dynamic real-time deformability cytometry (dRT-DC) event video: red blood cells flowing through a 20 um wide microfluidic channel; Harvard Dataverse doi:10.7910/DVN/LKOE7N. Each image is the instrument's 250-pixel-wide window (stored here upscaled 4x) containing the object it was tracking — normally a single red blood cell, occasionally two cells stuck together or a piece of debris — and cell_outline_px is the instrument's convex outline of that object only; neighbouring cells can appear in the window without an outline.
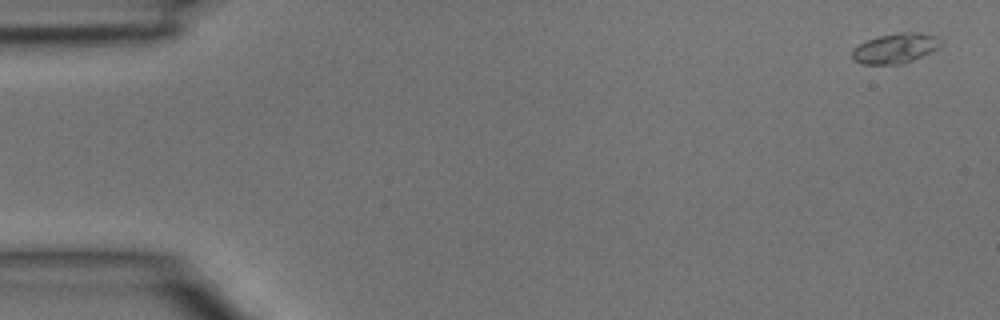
{"species": "common noctule bat (a hibernating species)", "species_latin": "Nyctalus noctula", "temperature_condition": "room temperature", "stored_images_in_passage": 4, "camera_frame_rate_fps": 3000, "um_per_image_px": 0.085, "animal": {"sex": "male", "body_mass_g": 15.6}, "frame": {"image": 1, "passage_image": 1, "time_ms": 0.0, "image_size_px": [1000, 320], "cell_outline_px": [[940, 44], [936, 48], [904, 64], [860, 64], [852, 60], [852, 48], [868, 40], [880, 36], [896, 32], [920, 32], [936, 36], [940, 40]], "centroid_in_image_um": [76.04, 4.1], "position_along_channel_um": 9.0, "area_um2": 15.32}}
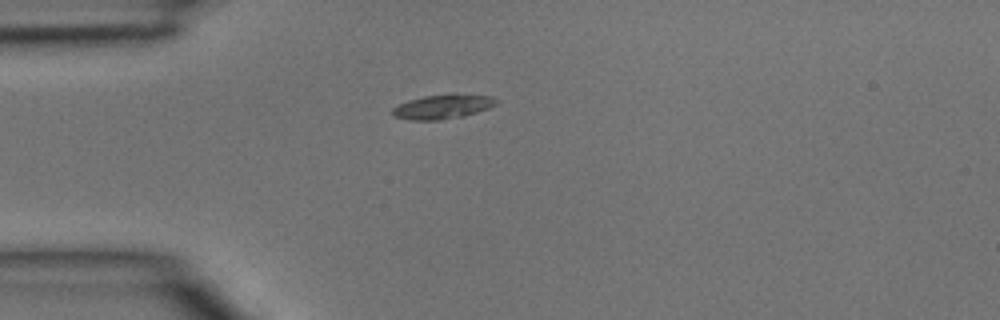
{"frame": {"image": 2, "passage_image": 4, "time_ms": 1.0, "image_size_px": [1000, 320], "cell_outline_px": [[500, 100], [496, 104], [488, 108], [464, 116], [440, 120], [408, 120], [392, 116], [392, 108], [408, 100], [424, 96], [452, 92], [456, 92], [492, 96]], "centroid_in_image_um": [37.66, 9.04], "position_along_channel_um": 47.3, "area_um2": 15.2}}